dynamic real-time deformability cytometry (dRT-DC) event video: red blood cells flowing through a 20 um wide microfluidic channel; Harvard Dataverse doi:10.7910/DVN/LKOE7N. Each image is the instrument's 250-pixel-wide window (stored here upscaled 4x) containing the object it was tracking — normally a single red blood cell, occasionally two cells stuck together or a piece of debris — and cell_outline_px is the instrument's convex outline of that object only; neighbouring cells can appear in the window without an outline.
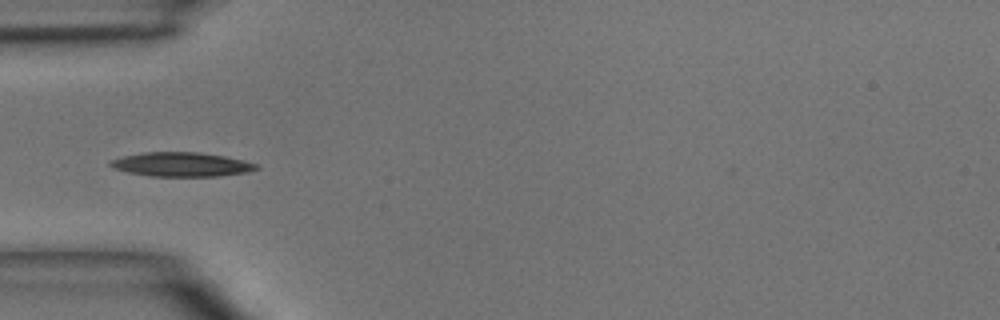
{"species": "common noctule bat (a hibernating species)", "species_latin": "Nyctalus noctula", "temperature_condition": "room temperature", "stored_images_in_passage": 5, "camera_frame_rate_fps": 3000, "um_per_image_px": 0.085, "animal": {"sex": "male", "body_mass_g": 15.6}, "frame": {"image": 1, "passage_image": 4, "time_ms": 3.667, "image_size_px": [1000, 320], "cell_outline_px": [[260, 168], [248, 172], [220, 176], [152, 176], [128, 172], [112, 168], [108, 164], [108, 160], [120, 156], [144, 152], [200, 152], [224, 156], [244, 160], [260, 164]], "centroid_in_image_um": [15.42, 13.97], "position_along_channel_um": 69.6, "area_um2": 20.87}}